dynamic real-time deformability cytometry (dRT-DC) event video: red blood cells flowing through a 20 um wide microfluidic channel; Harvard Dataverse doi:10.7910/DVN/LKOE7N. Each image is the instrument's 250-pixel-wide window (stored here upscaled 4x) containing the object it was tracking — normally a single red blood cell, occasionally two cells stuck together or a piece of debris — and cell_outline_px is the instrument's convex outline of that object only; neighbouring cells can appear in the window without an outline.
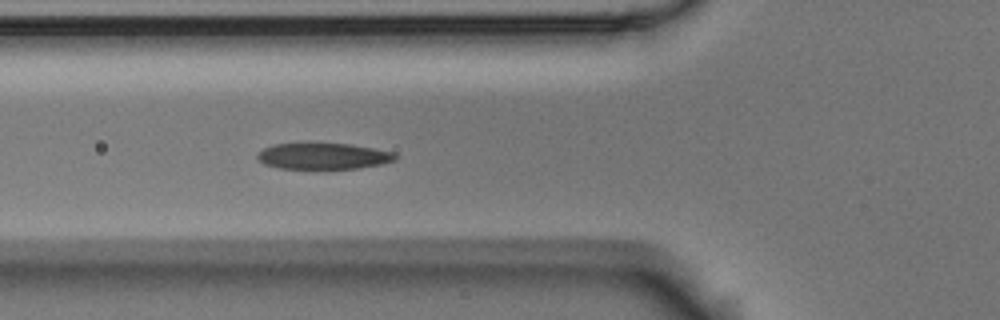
{"species": "Egyptian fruit bat (a non-hibernating species)", "species_latin": "Rousettus aegyptiacus", "temperature_condition": "room temperature", "stored_images_in_passage": 15, "camera_frame_rate_fps": 3000, "um_per_image_px": 0.085, "animal": {"sex": "male"}, "frame": {"image": 1, "passage_image": 7, "time_ms": 2.0, "image_size_px": [1000, 320], "cell_outline_px": [[400, 156], [396, 160], [380, 164], [360, 168], [280, 168], [264, 164], [256, 156], [264, 148], [276, 144], [308, 140], [312, 140], [352, 144], [392, 152]], "centroid_in_image_um": [27.47, 13.21], "position_along_channel_um": 98.3, "area_um2": 21.79}}
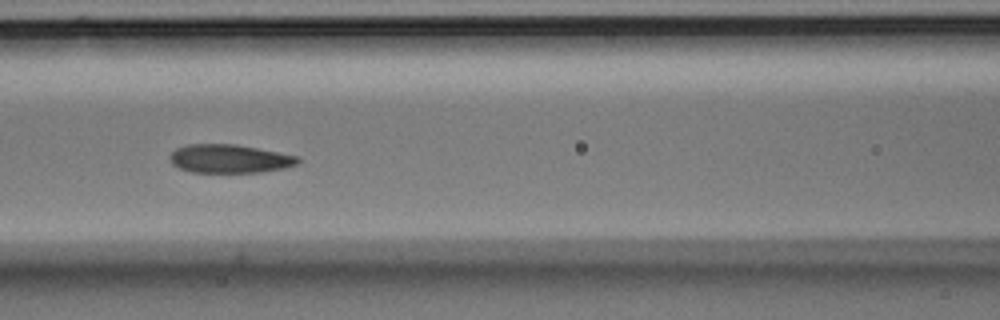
{"frame": {"image": 2, "passage_image": 11, "time_ms": 3.333, "image_size_px": [1000, 320], "cell_outline_px": [[300, 160], [296, 164], [280, 168], [260, 172], [192, 172], [180, 168], [172, 164], [168, 156], [176, 148], [188, 144], [236, 144], [296, 156]], "centroid_in_image_um": [19.43, 13.48], "position_along_channel_um": 147.2, "area_um2": 20.92}}